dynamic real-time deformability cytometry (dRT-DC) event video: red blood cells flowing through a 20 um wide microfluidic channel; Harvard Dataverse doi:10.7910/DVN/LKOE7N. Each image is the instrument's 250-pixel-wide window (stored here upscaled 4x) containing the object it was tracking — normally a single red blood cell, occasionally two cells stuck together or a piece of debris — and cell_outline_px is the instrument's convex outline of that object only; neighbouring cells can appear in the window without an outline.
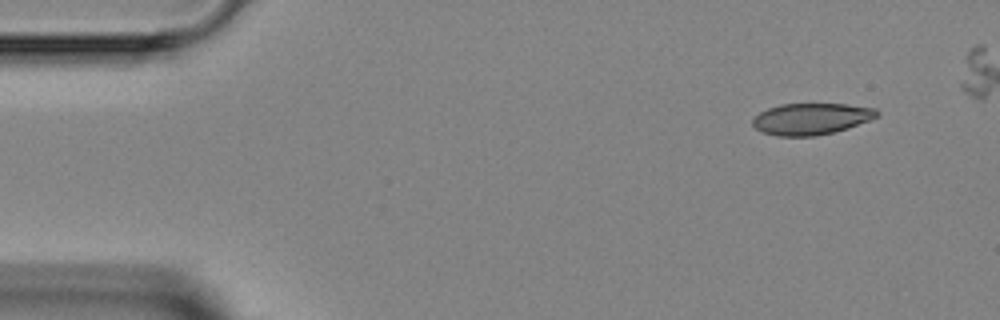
{"species": "Egyptian fruit bat (a non-hibernating species)", "species_latin": "Rousettus aegyptiacus", "temperature_condition": "room temperature", "stored_images_in_passage": 7, "camera_frame_rate_fps": 3000, "um_per_image_px": 0.085, "animal": {"sex": "female"}, "frame": {"image": 1, "passage_image": 1, "time_ms": 0.0, "image_size_px": [1000, 320], "cell_outline_px": [[880, 116], [848, 128], [816, 136], [776, 136], [764, 132], [756, 128], [752, 124], [752, 120], [760, 112], [768, 108], [780, 104], [848, 104], [876, 108], [880, 112]], "centroid_in_image_um": [68.99, 10.09], "position_along_channel_um": 16.0, "area_um2": 22.83}}